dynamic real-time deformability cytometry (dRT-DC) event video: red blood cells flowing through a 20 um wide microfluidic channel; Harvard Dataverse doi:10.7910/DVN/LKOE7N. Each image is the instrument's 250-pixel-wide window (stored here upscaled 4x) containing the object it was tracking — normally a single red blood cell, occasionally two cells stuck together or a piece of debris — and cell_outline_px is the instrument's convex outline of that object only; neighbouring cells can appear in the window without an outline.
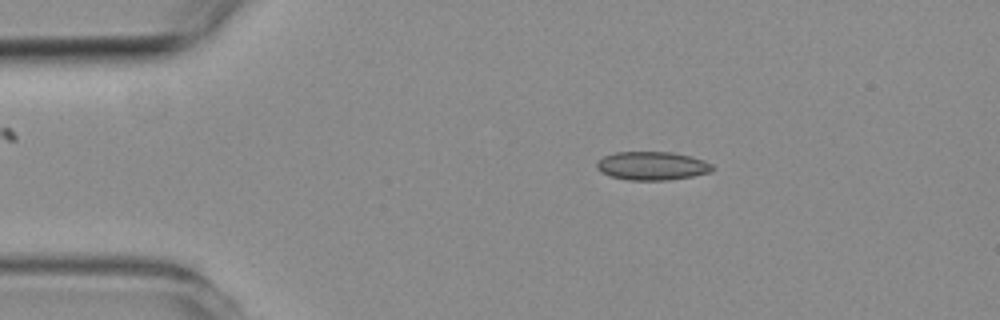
{"species": "common noctule bat (a hibernating species)", "species_latin": "Nyctalus noctula", "temperature_condition": "room temperature", "stored_images_in_passage": 4, "camera_frame_rate_fps": 3000, "um_per_image_px": 0.085, "animal": {"sex": "female", "body_mass_g": 19.3, "forearm_length_mm": 54.1}, "frame": {"image": 1, "passage_image": 1, "time_ms": 0.0, "image_size_px": [1000, 320], "cell_outline_px": [[716, 168], [712, 172], [692, 176], [668, 180], [628, 180], [612, 176], [600, 172], [596, 168], [596, 160], [604, 156], [616, 152], [672, 152], [692, 156], [704, 160], [712, 164]], "centroid_in_image_um": [55.45, 14.09], "position_along_channel_um": 29.6, "area_um2": 19.42}}
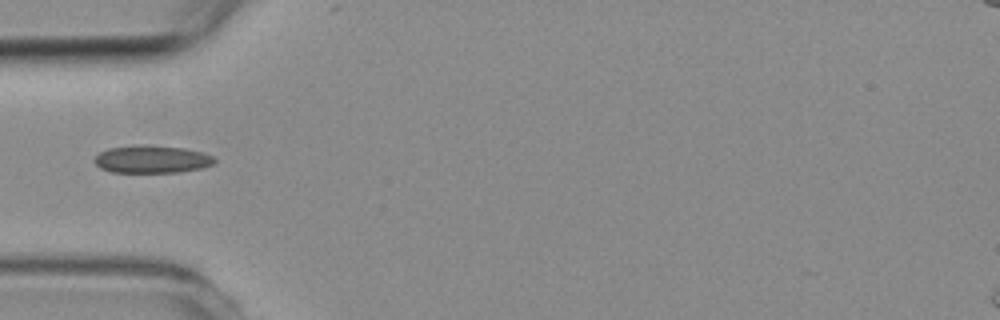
{"frame": {"image": 2, "passage_image": 3, "time_ms": 2.333, "image_size_px": [1000, 320], "cell_outline_px": [[216, 164], [200, 168], [180, 172], [112, 172], [100, 168], [92, 160], [100, 152], [108, 148], [144, 144], [148, 144], [184, 148], [204, 152], [212, 156], [216, 160]], "centroid_in_image_um": [12.92, 13.53], "position_along_channel_um": 72.1, "area_um2": 19.54}}